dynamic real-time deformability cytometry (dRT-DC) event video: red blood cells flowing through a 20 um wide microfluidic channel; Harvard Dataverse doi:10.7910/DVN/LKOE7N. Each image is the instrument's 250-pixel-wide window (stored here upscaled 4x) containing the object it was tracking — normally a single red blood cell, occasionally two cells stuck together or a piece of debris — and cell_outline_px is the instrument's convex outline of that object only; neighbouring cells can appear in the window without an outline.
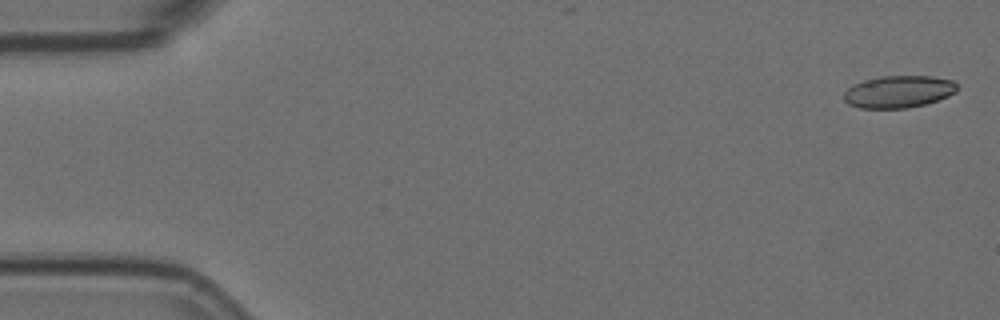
{"species": "Egyptian fruit bat (a non-hibernating species)", "species_latin": "Rousettus aegyptiacus", "temperature_condition": "room temperature", "stored_images_in_passage": 15, "camera_frame_rate_fps": 3000, "um_per_image_px": 0.085, "animal": {"sex": "female"}, "frame": {"image": 1, "passage_image": 1, "time_ms": 0.0, "image_size_px": [1000, 320], "cell_outline_px": [[956, 92], [948, 96], [924, 104], [904, 108], [860, 108], [848, 104], [844, 100], [844, 92], [852, 84], [864, 80], [880, 76], [932, 76], [952, 80], [956, 84]], "centroid_in_image_um": [76.34, 7.78], "position_along_channel_um": 8.7, "area_um2": 21.15}}
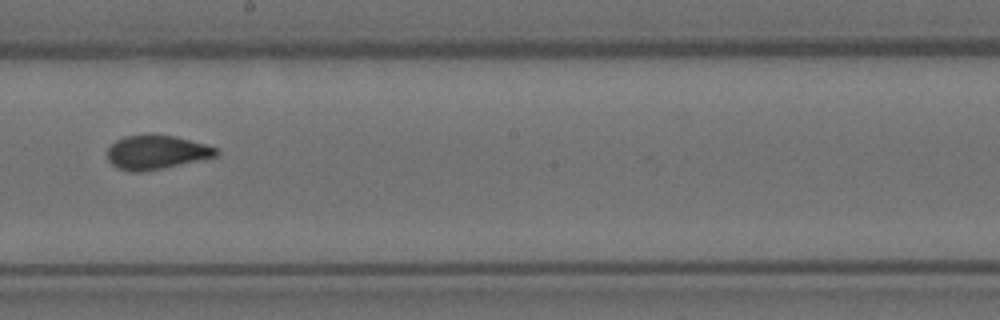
{"frame": {"image": 2, "passage_image": 9, "time_ms": 2.667, "image_size_px": [1000, 320], "cell_outline_px": [[220, 152], [216, 156], [160, 168], [140, 172], [132, 172], [116, 168], [108, 160], [108, 148], [116, 140], [124, 136], [176, 136], [204, 144], [216, 148]], "centroid_in_image_um": [13.26, 12.95], "position_along_channel_um": 234.9, "area_um2": 20.92}}
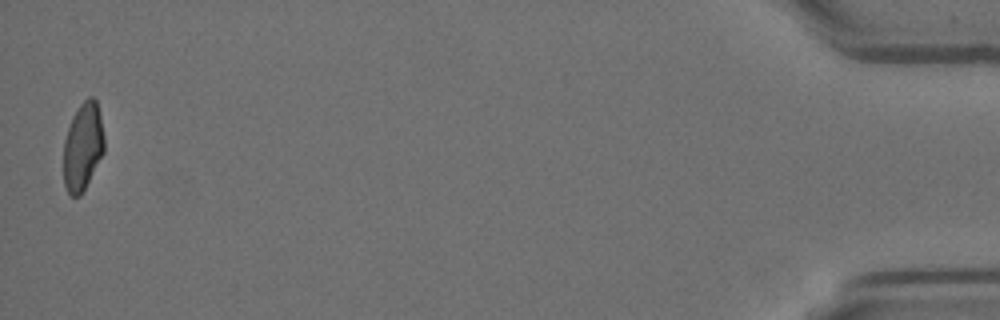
{"frame": {"image": 3, "passage_image": 15, "time_ms": 4.667, "image_size_px": [1000, 320], "cell_outline_px": [[104, 152], [80, 196], [68, 196], [64, 184], [64, 140], [72, 116], [80, 104], [88, 96], [92, 96], [96, 100], [100, 116], [104, 136]], "centroid_in_image_um": [7.03, 12.46], "position_along_channel_um": 428.2, "area_um2": 20.75}}